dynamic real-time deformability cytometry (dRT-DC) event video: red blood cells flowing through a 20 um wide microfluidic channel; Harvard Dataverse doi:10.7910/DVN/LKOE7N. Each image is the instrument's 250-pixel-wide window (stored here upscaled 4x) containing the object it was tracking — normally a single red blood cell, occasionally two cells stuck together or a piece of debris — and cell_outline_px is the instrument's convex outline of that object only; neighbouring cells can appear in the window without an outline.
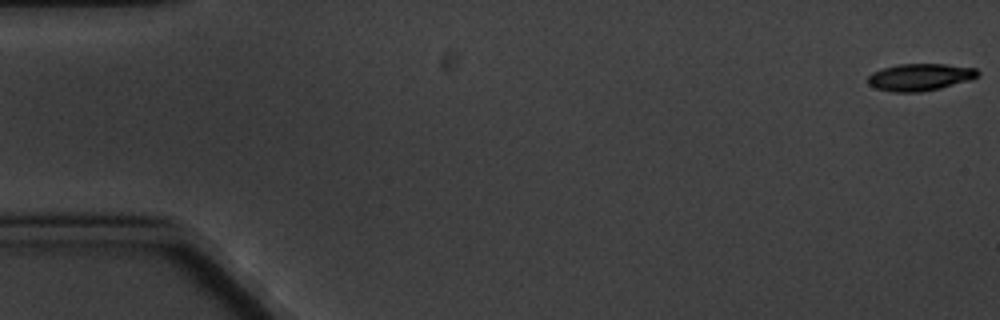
{"species": "common noctule bat (a hibernating species)", "species_latin": "Nyctalus noctula", "temperature_condition": "cold", "stored_images_in_passage": 6, "camera_frame_rate_fps": 3000, "um_per_image_px": 0.085, "animal": {"sex": "male", "body_mass_g": 20.1, "forearm_length_mm": 53.5}, "frame": {"image": 1, "passage_image": 1, "time_ms": 0.0, "image_size_px": [1000, 320], "cell_outline_px": [[980, 72], [976, 76], [968, 80], [940, 88], [920, 92], [892, 92], [876, 88], [868, 84], [868, 76], [872, 72], [884, 68], [900, 64], [944, 64], [976, 68]], "centroid_in_image_um": [78.17, 6.55], "position_along_channel_um": 6.8, "area_um2": 17.17}}
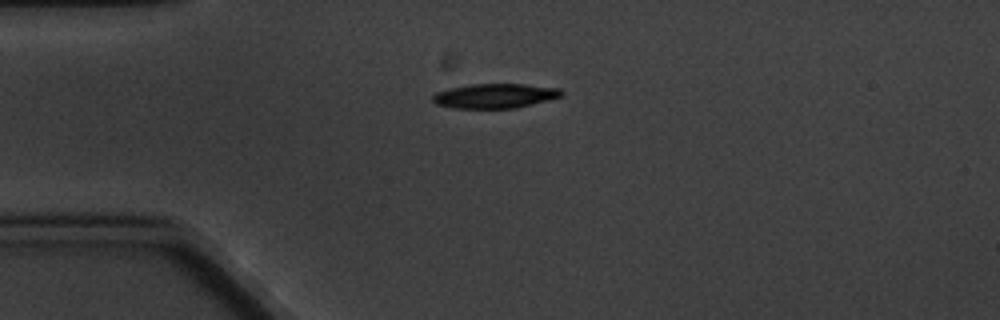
{"frame": {"image": 2, "passage_image": 5, "time_ms": 4.667, "image_size_px": [1000, 320], "cell_outline_px": [[564, 92], [560, 96], [548, 100], [516, 108], [452, 108], [436, 104], [432, 100], [432, 96], [436, 92], [452, 88], [472, 84], [524, 84], [560, 88]], "centroid_in_image_um": [42.07, 8.15], "position_along_channel_um": 42.9, "area_um2": 18.32}}